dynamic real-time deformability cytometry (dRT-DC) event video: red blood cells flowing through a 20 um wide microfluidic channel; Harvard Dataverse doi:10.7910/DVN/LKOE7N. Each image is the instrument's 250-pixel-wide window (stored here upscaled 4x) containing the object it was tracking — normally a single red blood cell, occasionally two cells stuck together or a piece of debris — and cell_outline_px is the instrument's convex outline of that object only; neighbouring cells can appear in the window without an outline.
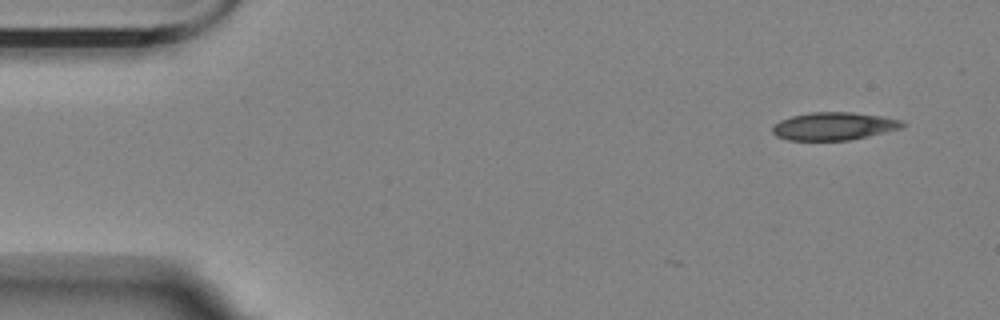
{"species": "Egyptian fruit bat (a non-hibernating species)", "species_latin": "Rousettus aegyptiacus", "temperature_condition": "room temperature", "stored_images_in_passage": 10, "camera_frame_rate_fps": 3000, "um_per_image_px": 0.085, "animal": {"sex": "female"}, "frame": {"image": 1, "passage_image": 1, "time_ms": 0.0, "image_size_px": [1000, 320], "cell_outline_px": [[904, 124], [900, 128], [868, 136], [848, 140], [788, 140], [776, 136], [772, 132], [772, 128], [780, 120], [792, 116], [812, 112], [852, 112], [880, 116], [900, 120]], "centroid_in_image_um": [70.83, 10.72], "position_along_channel_um": 14.2, "area_um2": 20.75}}